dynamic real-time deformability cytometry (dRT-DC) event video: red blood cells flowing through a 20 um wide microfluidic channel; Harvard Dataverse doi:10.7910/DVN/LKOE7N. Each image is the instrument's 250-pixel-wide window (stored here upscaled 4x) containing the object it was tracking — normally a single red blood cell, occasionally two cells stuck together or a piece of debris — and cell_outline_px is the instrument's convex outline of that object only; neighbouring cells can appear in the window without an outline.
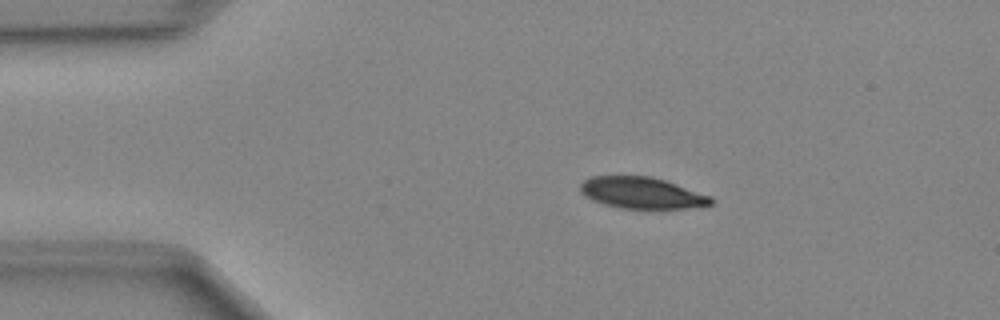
{"species": "Egyptian fruit bat (a non-hibernating species)", "species_latin": "Rousettus aegyptiacus", "temperature_condition": "cold", "stored_images_in_passage": 41, "camera_frame_rate_fps": 3000, "um_per_image_px": 0.085, "animal": {"sex": "female"}, "frame": {"image": 1, "passage_image": 1, "time_ms": 0.0, "image_size_px": [1000, 320], "cell_outline_px": [[716, 200], [712, 204], [688, 208], [620, 208], [604, 204], [592, 200], [584, 196], [580, 192], [580, 184], [584, 180], [592, 176], [652, 176], [712, 196]], "centroid_in_image_um": [54.55, 16.39], "position_along_channel_um": 30.4, "area_um2": 23.93}}
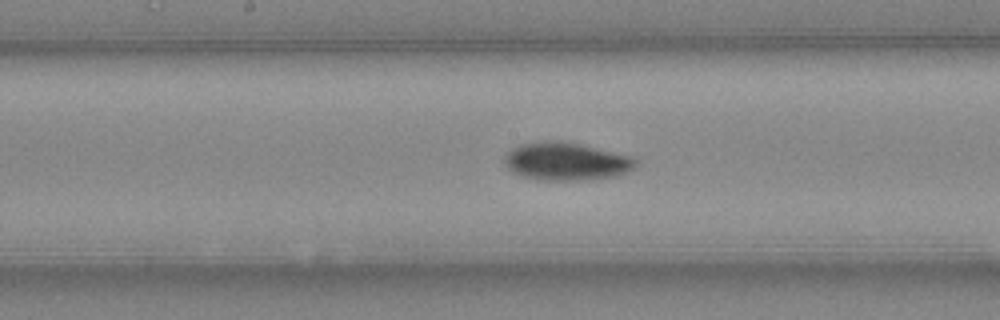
{"frame": {"image": 2, "passage_image": 17, "time_ms": 5.333, "image_size_px": [1000, 320], "cell_outline_px": [[636, 164], [628, 172], [616, 176], [588, 180], [536, 180], [520, 176], [512, 172], [504, 164], [504, 156], [512, 148], [520, 144], [548, 140], [560, 140], [580, 144], [632, 156], [636, 160]], "centroid_in_image_um": [48.09, 13.72], "position_along_channel_um": 200.1, "area_um2": 29.25}}
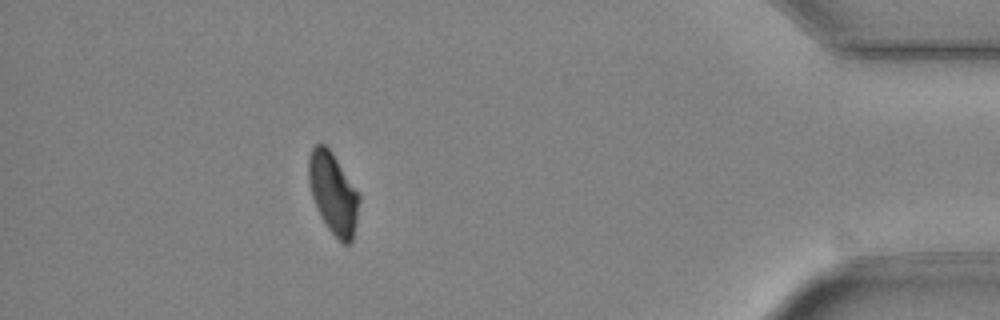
{"frame": {"image": 3, "passage_image": 36, "time_ms": 11.667, "image_size_px": [1000, 320], "cell_outline_px": [[360, 200], [352, 240], [348, 244], [344, 244], [328, 228], [312, 196], [308, 180], [308, 156], [312, 148], [316, 144], [324, 144], [332, 152], [360, 196]], "centroid_in_image_um": [28.31, 16.39], "position_along_channel_um": 406.9, "area_um2": 23.29}}